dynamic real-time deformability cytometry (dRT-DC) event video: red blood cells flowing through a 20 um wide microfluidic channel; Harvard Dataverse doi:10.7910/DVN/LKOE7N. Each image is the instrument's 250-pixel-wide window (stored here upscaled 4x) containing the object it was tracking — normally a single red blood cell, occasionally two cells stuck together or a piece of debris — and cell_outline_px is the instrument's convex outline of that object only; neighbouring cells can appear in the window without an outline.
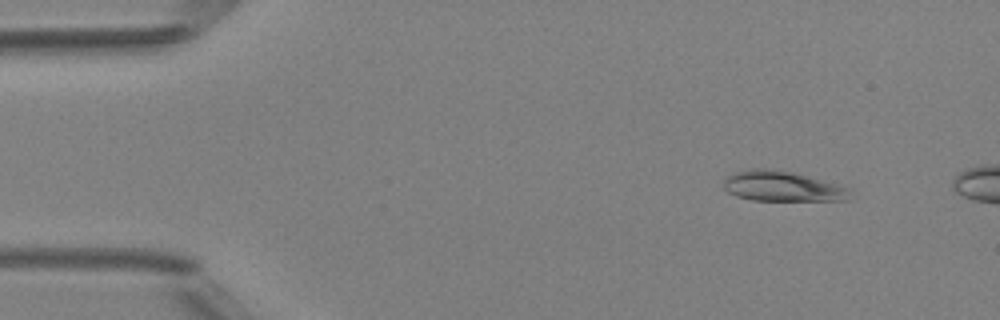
{"species": "Egyptian fruit bat (a non-hibernating species)", "species_latin": "Rousettus aegyptiacus", "temperature_condition": "room temperature", "stored_images_in_passage": 3, "camera_frame_rate_fps": 3000, "um_per_image_px": 0.085, "animal": {"sex": "female"}, "frame": {"image": 1, "passage_image": 1, "time_ms": 0.0, "image_size_px": [1000, 320], "cell_outline_px": [[852, 200], [752, 200], [736, 196], [728, 192], [724, 188], [724, 180], [728, 176], [736, 172], [752, 168], [772, 168], [792, 172], [808, 176], [848, 188]], "centroid_in_image_um": [66.47, 15.83], "position_along_channel_um": 18.5, "area_um2": 22.08}}